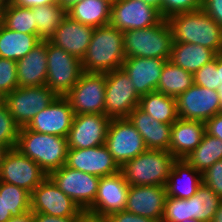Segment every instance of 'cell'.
Instances as JSON below:
<instances>
[{
	"instance_id": "6da1fadb",
	"label": "cell",
	"mask_w": 222,
	"mask_h": 222,
	"mask_svg": "<svg viewBox=\"0 0 222 222\" xmlns=\"http://www.w3.org/2000/svg\"><path fill=\"white\" fill-rule=\"evenodd\" d=\"M125 60L123 31L108 24L93 30L90 44L81 60L87 73H107L120 69Z\"/></svg>"
},
{
	"instance_id": "7a4b0ae2",
	"label": "cell",
	"mask_w": 222,
	"mask_h": 222,
	"mask_svg": "<svg viewBox=\"0 0 222 222\" xmlns=\"http://www.w3.org/2000/svg\"><path fill=\"white\" fill-rule=\"evenodd\" d=\"M173 42L192 43L222 53V27L203 9L178 13L167 19Z\"/></svg>"
},
{
	"instance_id": "3957f363",
	"label": "cell",
	"mask_w": 222,
	"mask_h": 222,
	"mask_svg": "<svg viewBox=\"0 0 222 222\" xmlns=\"http://www.w3.org/2000/svg\"><path fill=\"white\" fill-rule=\"evenodd\" d=\"M15 148L36 162L47 175L66 164L67 137L37 133L25 126L19 129Z\"/></svg>"
},
{
	"instance_id": "277c9868",
	"label": "cell",
	"mask_w": 222,
	"mask_h": 222,
	"mask_svg": "<svg viewBox=\"0 0 222 222\" xmlns=\"http://www.w3.org/2000/svg\"><path fill=\"white\" fill-rule=\"evenodd\" d=\"M176 158L167 150L146 149L124 163L120 171L130 186H165Z\"/></svg>"
},
{
	"instance_id": "5b68a950",
	"label": "cell",
	"mask_w": 222,
	"mask_h": 222,
	"mask_svg": "<svg viewBox=\"0 0 222 222\" xmlns=\"http://www.w3.org/2000/svg\"><path fill=\"white\" fill-rule=\"evenodd\" d=\"M125 58L145 57L169 60L173 45V34L167 19L158 24L123 31Z\"/></svg>"
},
{
	"instance_id": "8992f818",
	"label": "cell",
	"mask_w": 222,
	"mask_h": 222,
	"mask_svg": "<svg viewBox=\"0 0 222 222\" xmlns=\"http://www.w3.org/2000/svg\"><path fill=\"white\" fill-rule=\"evenodd\" d=\"M45 85L57 96H65L83 73L81 60L47 40Z\"/></svg>"
},
{
	"instance_id": "52a82bcc",
	"label": "cell",
	"mask_w": 222,
	"mask_h": 222,
	"mask_svg": "<svg viewBox=\"0 0 222 222\" xmlns=\"http://www.w3.org/2000/svg\"><path fill=\"white\" fill-rule=\"evenodd\" d=\"M57 95L46 85L17 87L3 98V104L21 128L29 124L34 116L45 109Z\"/></svg>"
},
{
	"instance_id": "ba28073f",
	"label": "cell",
	"mask_w": 222,
	"mask_h": 222,
	"mask_svg": "<svg viewBox=\"0 0 222 222\" xmlns=\"http://www.w3.org/2000/svg\"><path fill=\"white\" fill-rule=\"evenodd\" d=\"M106 73L83 72L64 96L74 114H105Z\"/></svg>"
},
{
	"instance_id": "9c48e42d",
	"label": "cell",
	"mask_w": 222,
	"mask_h": 222,
	"mask_svg": "<svg viewBox=\"0 0 222 222\" xmlns=\"http://www.w3.org/2000/svg\"><path fill=\"white\" fill-rule=\"evenodd\" d=\"M137 94L129 76L122 68L106 73L105 115L110 119L127 118L139 105Z\"/></svg>"
},
{
	"instance_id": "30bf717a",
	"label": "cell",
	"mask_w": 222,
	"mask_h": 222,
	"mask_svg": "<svg viewBox=\"0 0 222 222\" xmlns=\"http://www.w3.org/2000/svg\"><path fill=\"white\" fill-rule=\"evenodd\" d=\"M105 145L120 167L147 149L141 134L128 118L110 120Z\"/></svg>"
},
{
	"instance_id": "8fae6325",
	"label": "cell",
	"mask_w": 222,
	"mask_h": 222,
	"mask_svg": "<svg viewBox=\"0 0 222 222\" xmlns=\"http://www.w3.org/2000/svg\"><path fill=\"white\" fill-rule=\"evenodd\" d=\"M48 177L83 211L94 203L100 177L69 168L66 165L51 172Z\"/></svg>"
},
{
	"instance_id": "7c38bea8",
	"label": "cell",
	"mask_w": 222,
	"mask_h": 222,
	"mask_svg": "<svg viewBox=\"0 0 222 222\" xmlns=\"http://www.w3.org/2000/svg\"><path fill=\"white\" fill-rule=\"evenodd\" d=\"M48 175L31 158L11 148L0 164V181L14 184L30 194Z\"/></svg>"
},
{
	"instance_id": "4fadbf2b",
	"label": "cell",
	"mask_w": 222,
	"mask_h": 222,
	"mask_svg": "<svg viewBox=\"0 0 222 222\" xmlns=\"http://www.w3.org/2000/svg\"><path fill=\"white\" fill-rule=\"evenodd\" d=\"M31 211L56 217H80L85 211L47 176L31 193Z\"/></svg>"
},
{
	"instance_id": "5bb4252c",
	"label": "cell",
	"mask_w": 222,
	"mask_h": 222,
	"mask_svg": "<svg viewBox=\"0 0 222 222\" xmlns=\"http://www.w3.org/2000/svg\"><path fill=\"white\" fill-rule=\"evenodd\" d=\"M178 118L206 122L222 112L217 90L193 84L176 97Z\"/></svg>"
},
{
	"instance_id": "9a60e30c",
	"label": "cell",
	"mask_w": 222,
	"mask_h": 222,
	"mask_svg": "<svg viewBox=\"0 0 222 222\" xmlns=\"http://www.w3.org/2000/svg\"><path fill=\"white\" fill-rule=\"evenodd\" d=\"M163 18L142 0H112L110 25L120 31L138 30L158 24Z\"/></svg>"
},
{
	"instance_id": "2e32d148",
	"label": "cell",
	"mask_w": 222,
	"mask_h": 222,
	"mask_svg": "<svg viewBox=\"0 0 222 222\" xmlns=\"http://www.w3.org/2000/svg\"><path fill=\"white\" fill-rule=\"evenodd\" d=\"M129 186L121 171L100 177L94 203L85 212L106 218L125 211Z\"/></svg>"
},
{
	"instance_id": "e0dca14e",
	"label": "cell",
	"mask_w": 222,
	"mask_h": 222,
	"mask_svg": "<svg viewBox=\"0 0 222 222\" xmlns=\"http://www.w3.org/2000/svg\"><path fill=\"white\" fill-rule=\"evenodd\" d=\"M110 120L105 114H75L67 136L68 148L104 145Z\"/></svg>"
},
{
	"instance_id": "ac0fdd59",
	"label": "cell",
	"mask_w": 222,
	"mask_h": 222,
	"mask_svg": "<svg viewBox=\"0 0 222 222\" xmlns=\"http://www.w3.org/2000/svg\"><path fill=\"white\" fill-rule=\"evenodd\" d=\"M74 115L69 101L64 96H57L45 109L38 112L26 127L37 133L67 137Z\"/></svg>"
},
{
	"instance_id": "d6986e66",
	"label": "cell",
	"mask_w": 222,
	"mask_h": 222,
	"mask_svg": "<svg viewBox=\"0 0 222 222\" xmlns=\"http://www.w3.org/2000/svg\"><path fill=\"white\" fill-rule=\"evenodd\" d=\"M66 166L98 177L115 174L120 166L107 146L100 145L84 149L68 148Z\"/></svg>"
},
{
	"instance_id": "ffe728a7",
	"label": "cell",
	"mask_w": 222,
	"mask_h": 222,
	"mask_svg": "<svg viewBox=\"0 0 222 222\" xmlns=\"http://www.w3.org/2000/svg\"><path fill=\"white\" fill-rule=\"evenodd\" d=\"M166 198V186H129L125 211L161 222Z\"/></svg>"
},
{
	"instance_id": "44dd1931",
	"label": "cell",
	"mask_w": 222,
	"mask_h": 222,
	"mask_svg": "<svg viewBox=\"0 0 222 222\" xmlns=\"http://www.w3.org/2000/svg\"><path fill=\"white\" fill-rule=\"evenodd\" d=\"M167 60L158 58H125L122 69L131 79L137 94L141 97L157 91L159 79Z\"/></svg>"
},
{
	"instance_id": "7402d4cb",
	"label": "cell",
	"mask_w": 222,
	"mask_h": 222,
	"mask_svg": "<svg viewBox=\"0 0 222 222\" xmlns=\"http://www.w3.org/2000/svg\"><path fill=\"white\" fill-rule=\"evenodd\" d=\"M93 30L94 27L84 25L67 15L49 41L82 60L90 44Z\"/></svg>"
},
{
	"instance_id": "603a6c76",
	"label": "cell",
	"mask_w": 222,
	"mask_h": 222,
	"mask_svg": "<svg viewBox=\"0 0 222 222\" xmlns=\"http://www.w3.org/2000/svg\"><path fill=\"white\" fill-rule=\"evenodd\" d=\"M141 134L147 149L169 151L172 124L155 120L138 106L127 117Z\"/></svg>"
},
{
	"instance_id": "cb8c5ba5",
	"label": "cell",
	"mask_w": 222,
	"mask_h": 222,
	"mask_svg": "<svg viewBox=\"0 0 222 222\" xmlns=\"http://www.w3.org/2000/svg\"><path fill=\"white\" fill-rule=\"evenodd\" d=\"M47 40L41 41L16 62L18 87L45 86L47 80Z\"/></svg>"
},
{
	"instance_id": "d4e9b609",
	"label": "cell",
	"mask_w": 222,
	"mask_h": 222,
	"mask_svg": "<svg viewBox=\"0 0 222 222\" xmlns=\"http://www.w3.org/2000/svg\"><path fill=\"white\" fill-rule=\"evenodd\" d=\"M205 122L178 118L172 124L169 152L176 159H184L202 141Z\"/></svg>"
},
{
	"instance_id": "484cf974",
	"label": "cell",
	"mask_w": 222,
	"mask_h": 222,
	"mask_svg": "<svg viewBox=\"0 0 222 222\" xmlns=\"http://www.w3.org/2000/svg\"><path fill=\"white\" fill-rule=\"evenodd\" d=\"M203 183L202 174L184 159H176L166 183L167 196L189 199Z\"/></svg>"
},
{
	"instance_id": "4316f807",
	"label": "cell",
	"mask_w": 222,
	"mask_h": 222,
	"mask_svg": "<svg viewBox=\"0 0 222 222\" xmlns=\"http://www.w3.org/2000/svg\"><path fill=\"white\" fill-rule=\"evenodd\" d=\"M216 56L217 53L214 50L205 46L173 42L169 61L187 72L194 74L205 64L213 61Z\"/></svg>"
},
{
	"instance_id": "83f0119b",
	"label": "cell",
	"mask_w": 222,
	"mask_h": 222,
	"mask_svg": "<svg viewBox=\"0 0 222 222\" xmlns=\"http://www.w3.org/2000/svg\"><path fill=\"white\" fill-rule=\"evenodd\" d=\"M42 40L38 35H30L9 30L0 22V58L13 61L25 57Z\"/></svg>"
},
{
	"instance_id": "f1b7e54d",
	"label": "cell",
	"mask_w": 222,
	"mask_h": 222,
	"mask_svg": "<svg viewBox=\"0 0 222 222\" xmlns=\"http://www.w3.org/2000/svg\"><path fill=\"white\" fill-rule=\"evenodd\" d=\"M112 0H83L67 10V15L94 28L110 23Z\"/></svg>"
},
{
	"instance_id": "f546056e",
	"label": "cell",
	"mask_w": 222,
	"mask_h": 222,
	"mask_svg": "<svg viewBox=\"0 0 222 222\" xmlns=\"http://www.w3.org/2000/svg\"><path fill=\"white\" fill-rule=\"evenodd\" d=\"M138 107L162 123L173 124L178 119L176 98L158 91L141 96Z\"/></svg>"
},
{
	"instance_id": "4dcf8cb0",
	"label": "cell",
	"mask_w": 222,
	"mask_h": 222,
	"mask_svg": "<svg viewBox=\"0 0 222 222\" xmlns=\"http://www.w3.org/2000/svg\"><path fill=\"white\" fill-rule=\"evenodd\" d=\"M222 159V140L205 132L201 143L184 160L201 174Z\"/></svg>"
},
{
	"instance_id": "1f68e13d",
	"label": "cell",
	"mask_w": 222,
	"mask_h": 222,
	"mask_svg": "<svg viewBox=\"0 0 222 222\" xmlns=\"http://www.w3.org/2000/svg\"><path fill=\"white\" fill-rule=\"evenodd\" d=\"M193 84L194 79L192 73L174 65L168 60L164 64L157 91L176 98Z\"/></svg>"
},
{
	"instance_id": "d6a6232c",
	"label": "cell",
	"mask_w": 222,
	"mask_h": 222,
	"mask_svg": "<svg viewBox=\"0 0 222 222\" xmlns=\"http://www.w3.org/2000/svg\"><path fill=\"white\" fill-rule=\"evenodd\" d=\"M32 9L37 35L42 41L49 40L67 16V11L59 3L32 7Z\"/></svg>"
},
{
	"instance_id": "836d02e7",
	"label": "cell",
	"mask_w": 222,
	"mask_h": 222,
	"mask_svg": "<svg viewBox=\"0 0 222 222\" xmlns=\"http://www.w3.org/2000/svg\"><path fill=\"white\" fill-rule=\"evenodd\" d=\"M222 199L203 183L197 193L189 198L190 219L212 222L215 212Z\"/></svg>"
},
{
	"instance_id": "e575fe53",
	"label": "cell",
	"mask_w": 222,
	"mask_h": 222,
	"mask_svg": "<svg viewBox=\"0 0 222 222\" xmlns=\"http://www.w3.org/2000/svg\"><path fill=\"white\" fill-rule=\"evenodd\" d=\"M0 22L9 30L37 35V25L32 8L16 6L8 1L0 16Z\"/></svg>"
},
{
	"instance_id": "d590c367",
	"label": "cell",
	"mask_w": 222,
	"mask_h": 222,
	"mask_svg": "<svg viewBox=\"0 0 222 222\" xmlns=\"http://www.w3.org/2000/svg\"><path fill=\"white\" fill-rule=\"evenodd\" d=\"M30 196L31 194L25 189L4 182L5 208L12 216H19L31 210Z\"/></svg>"
},
{
	"instance_id": "8d00e7d4",
	"label": "cell",
	"mask_w": 222,
	"mask_h": 222,
	"mask_svg": "<svg viewBox=\"0 0 222 222\" xmlns=\"http://www.w3.org/2000/svg\"><path fill=\"white\" fill-rule=\"evenodd\" d=\"M19 129L7 107L4 104L0 106V144L6 145L9 149L15 148Z\"/></svg>"
},
{
	"instance_id": "74e56055",
	"label": "cell",
	"mask_w": 222,
	"mask_h": 222,
	"mask_svg": "<svg viewBox=\"0 0 222 222\" xmlns=\"http://www.w3.org/2000/svg\"><path fill=\"white\" fill-rule=\"evenodd\" d=\"M185 219H190L189 199L167 196L161 222H182Z\"/></svg>"
},
{
	"instance_id": "f35d334b",
	"label": "cell",
	"mask_w": 222,
	"mask_h": 222,
	"mask_svg": "<svg viewBox=\"0 0 222 222\" xmlns=\"http://www.w3.org/2000/svg\"><path fill=\"white\" fill-rule=\"evenodd\" d=\"M17 87L16 61L0 58V96L4 98Z\"/></svg>"
},
{
	"instance_id": "ab89813d",
	"label": "cell",
	"mask_w": 222,
	"mask_h": 222,
	"mask_svg": "<svg viewBox=\"0 0 222 222\" xmlns=\"http://www.w3.org/2000/svg\"><path fill=\"white\" fill-rule=\"evenodd\" d=\"M194 84L207 89L217 90L221 85L217 71V56L193 74Z\"/></svg>"
},
{
	"instance_id": "60d3db41",
	"label": "cell",
	"mask_w": 222,
	"mask_h": 222,
	"mask_svg": "<svg viewBox=\"0 0 222 222\" xmlns=\"http://www.w3.org/2000/svg\"><path fill=\"white\" fill-rule=\"evenodd\" d=\"M202 9V0H162V18Z\"/></svg>"
},
{
	"instance_id": "b9f144b4",
	"label": "cell",
	"mask_w": 222,
	"mask_h": 222,
	"mask_svg": "<svg viewBox=\"0 0 222 222\" xmlns=\"http://www.w3.org/2000/svg\"><path fill=\"white\" fill-rule=\"evenodd\" d=\"M202 181L222 199V159L202 173Z\"/></svg>"
},
{
	"instance_id": "7bdbcfd3",
	"label": "cell",
	"mask_w": 222,
	"mask_h": 222,
	"mask_svg": "<svg viewBox=\"0 0 222 222\" xmlns=\"http://www.w3.org/2000/svg\"><path fill=\"white\" fill-rule=\"evenodd\" d=\"M202 9L222 27V0H202Z\"/></svg>"
},
{
	"instance_id": "ee69618b",
	"label": "cell",
	"mask_w": 222,
	"mask_h": 222,
	"mask_svg": "<svg viewBox=\"0 0 222 222\" xmlns=\"http://www.w3.org/2000/svg\"><path fill=\"white\" fill-rule=\"evenodd\" d=\"M107 222H158L127 211H120L106 217Z\"/></svg>"
},
{
	"instance_id": "f6af8a7d",
	"label": "cell",
	"mask_w": 222,
	"mask_h": 222,
	"mask_svg": "<svg viewBox=\"0 0 222 222\" xmlns=\"http://www.w3.org/2000/svg\"><path fill=\"white\" fill-rule=\"evenodd\" d=\"M205 132L222 140V112L205 122Z\"/></svg>"
},
{
	"instance_id": "bcb514c9",
	"label": "cell",
	"mask_w": 222,
	"mask_h": 222,
	"mask_svg": "<svg viewBox=\"0 0 222 222\" xmlns=\"http://www.w3.org/2000/svg\"><path fill=\"white\" fill-rule=\"evenodd\" d=\"M80 217H56L43 213H34L35 222H78Z\"/></svg>"
},
{
	"instance_id": "7dc6e473",
	"label": "cell",
	"mask_w": 222,
	"mask_h": 222,
	"mask_svg": "<svg viewBox=\"0 0 222 222\" xmlns=\"http://www.w3.org/2000/svg\"><path fill=\"white\" fill-rule=\"evenodd\" d=\"M12 4L24 8H32L42 5L59 3V0H9Z\"/></svg>"
},
{
	"instance_id": "c3c4849f",
	"label": "cell",
	"mask_w": 222,
	"mask_h": 222,
	"mask_svg": "<svg viewBox=\"0 0 222 222\" xmlns=\"http://www.w3.org/2000/svg\"><path fill=\"white\" fill-rule=\"evenodd\" d=\"M12 217L4 203V182L0 181V222H7Z\"/></svg>"
},
{
	"instance_id": "681fc988",
	"label": "cell",
	"mask_w": 222,
	"mask_h": 222,
	"mask_svg": "<svg viewBox=\"0 0 222 222\" xmlns=\"http://www.w3.org/2000/svg\"><path fill=\"white\" fill-rule=\"evenodd\" d=\"M7 222H35L34 212L30 210L19 216H12Z\"/></svg>"
},
{
	"instance_id": "f907efd6",
	"label": "cell",
	"mask_w": 222,
	"mask_h": 222,
	"mask_svg": "<svg viewBox=\"0 0 222 222\" xmlns=\"http://www.w3.org/2000/svg\"><path fill=\"white\" fill-rule=\"evenodd\" d=\"M78 222H107V219L84 212L78 219Z\"/></svg>"
},
{
	"instance_id": "816d5d0a",
	"label": "cell",
	"mask_w": 222,
	"mask_h": 222,
	"mask_svg": "<svg viewBox=\"0 0 222 222\" xmlns=\"http://www.w3.org/2000/svg\"><path fill=\"white\" fill-rule=\"evenodd\" d=\"M145 4H148L160 12L162 17V0H142Z\"/></svg>"
},
{
	"instance_id": "f5cc1de1",
	"label": "cell",
	"mask_w": 222,
	"mask_h": 222,
	"mask_svg": "<svg viewBox=\"0 0 222 222\" xmlns=\"http://www.w3.org/2000/svg\"><path fill=\"white\" fill-rule=\"evenodd\" d=\"M80 1L83 0H59V4L67 11L74 4L79 3Z\"/></svg>"
},
{
	"instance_id": "db71d44e",
	"label": "cell",
	"mask_w": 222,
	"mask_h": 222,
	"mask_svg": "<svg viewBox=\"0 0 222 222\" xmlns=\"http://www.w3.org/2000/svg\"><path fill=\"white\" fill-rule=\"evenodd\" d=\"M212 222H222V201L220 202L218 209L214 214Z\"/></svg>"
},
{
	"instance_id": "11a10c76",
	"label": "cell",
	"mask_w": 222,
	"mask_h": 222,
	"mask_svg": "<svg viewBox=\"0 0 222 222\" xmlns=\"http://www.w3.org/2000/svg\"><path fill=\"white\" fill-rule=\"evenodd\" d=\"M217 71L219 72V81L222 83V53L217 54Z\"/></svg>"
},
{
	"instance_id": "9f6ffc18",
	"label": "cell",
	"mask_w": 222,
	"mask_h": 222,
	"mask_svg": "<svg viewBox=\"0 0 222 222\" xmlns=\"http://www.w3.org/2000/svg\"><path fill=\"white\" fill-rule=\"evenodd\" d=\"M9 148L6 145L0 144V164L4 159L5 154L8 152Z\"/></svg>"
},
{
	"instance_id": "6f0895ef",
	"label": "cell",
	"mask_w": 222,
	"mask_h": 222,
	"mask_svg": "<svg viewBox=\"0 0 222 222\" xmlns=\"http://www.w3.org/2000/svg\"><path fill=\"white\" fill-rule=\"evenodd\" d=\"M9 0H0V16L4 10V8L7 6Z\"/></svg>"
},
{
	"instance_id": "680465c9",
	"label": "cell",
	"mask_w": 222,
	"mask_h": 222,
	"mask_svg": "<svg viewBox=\"0 0 222 222\" xmlns=\"http://www.w3.org/2000/svg\"><path fill=\"white\" fill-rule=\"evenodd\" d=\"M218 93H219V96H220V102H221V107H222V83L218 89Z\"/></svg>"
},
{
	"instance_id": "91938a15",
	"label": "cell",
	"mask_w": 222,
	"mask_h": 222,
	"mask_svg": "<svg viewBox=\"0 0 222 222\" xmlns=\"http://www.w3.org/2000/svg\"><path fill=\"white\" fill-rule=\"evenodd\" d=\"M182 222H202V221H199V220H196V219H185Z\"/></svg>"
},
{
	"instance_id": "94428289",
	"label": "cell",
	"mask_w": 222,
	"mask_h": 222,
	"mask_svg": "<svg viewBox=\"0 0 222 222\" xmlns=\"http://www.w3.org/2000/svg\"><path fill=\"white\" fill-rule=\"evenodd\" d=\"M3 105V97L0 96V106Z\"/></svg>"
}]
</instances>
